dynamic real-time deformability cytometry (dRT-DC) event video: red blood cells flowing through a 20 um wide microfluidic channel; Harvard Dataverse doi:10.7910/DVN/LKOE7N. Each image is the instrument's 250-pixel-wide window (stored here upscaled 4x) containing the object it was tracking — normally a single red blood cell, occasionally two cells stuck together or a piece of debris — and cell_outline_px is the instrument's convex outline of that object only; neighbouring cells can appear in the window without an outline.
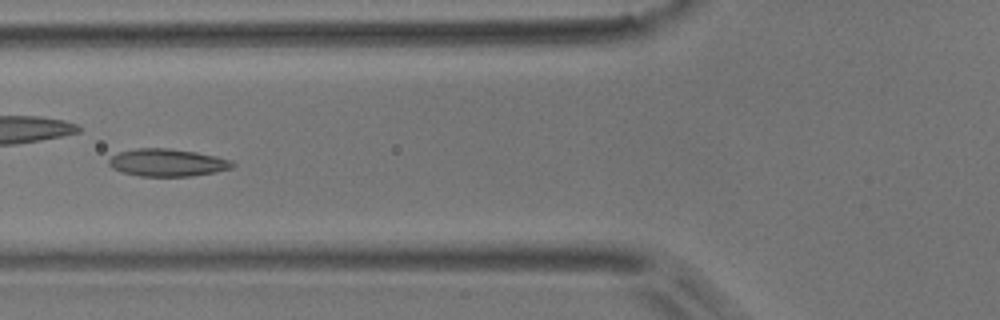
{"species": "common noctule bat (a hibernating species)", "species_latin": "Nyctalus noctula", "temperature_condition": "room temperature", "stored_images_in_passage": 8, "camera_frame_rate_fps": 3000, "um_per_image_px": 0.085, "animal": {"sex": "male", "body_mass_g": 17.9}, "frame": {"image": 1, "passage_image": 4, "time_ms": 3.667, "image_size_px": [1000, 320], "cell_outline_px": [[236, 164], [232, 168], [216, 172], [192, 176], [140, 176], [124, 172], [112, 168], [108, 164], [108, 160], [112, 156], [120, 152], [136, 148], [168, 148], [196, 152], [216, 156], [232, 160]], "centroid_in_image_um": [14.26, 13.82], "position_along_channel_um": 111.5, "area_um2": 19.83}}
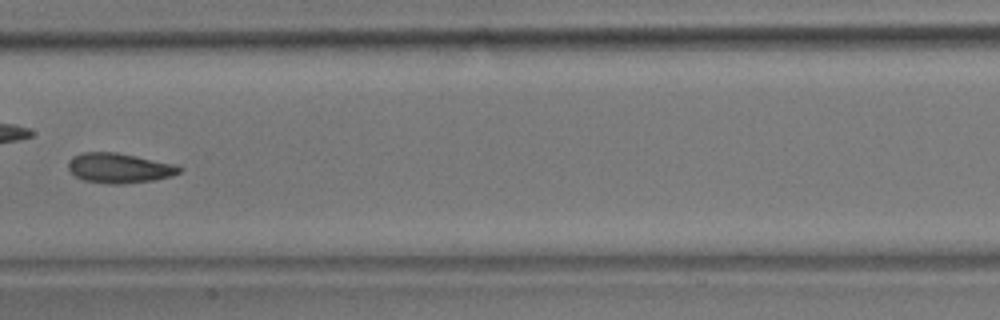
{"frame": {"image": 2, "passage_image": 6, "time_ms": 6.0, "image_size_px": [1000, 320], "cell_outline_px": [[184, 168], [180, 172], [172, 176], [152, 180], [120, 184], [112, 184], [84, 180], [76, 176], [68, 168], [68, 164], [72, 156], [84, 152], [116, 152], [176, 164]], "centroid_in_image_um": [10.16, 14.27], "position_along_channel_um": 197.2, "area_um2": 19.25}}
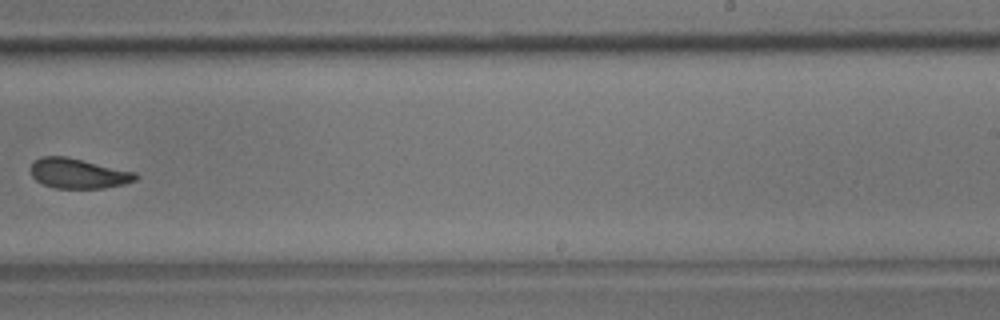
{"frame": {"image": 3, "passage_image": 8, "time_ms": 8.333, "image_size_px": [1000, 320], "cell_outline_px": [[140, 176], [136, 180], [124, 184], [104, 188], [56, 188], [44, 184], [36, 180], [32, 176], [32, 164], [40, 156], [64, 156], [136, 172]], "centroid_in_image_um": [6.69, 14.75], "position_along_channel_um": 282.3, "area_um2": 18.15}}